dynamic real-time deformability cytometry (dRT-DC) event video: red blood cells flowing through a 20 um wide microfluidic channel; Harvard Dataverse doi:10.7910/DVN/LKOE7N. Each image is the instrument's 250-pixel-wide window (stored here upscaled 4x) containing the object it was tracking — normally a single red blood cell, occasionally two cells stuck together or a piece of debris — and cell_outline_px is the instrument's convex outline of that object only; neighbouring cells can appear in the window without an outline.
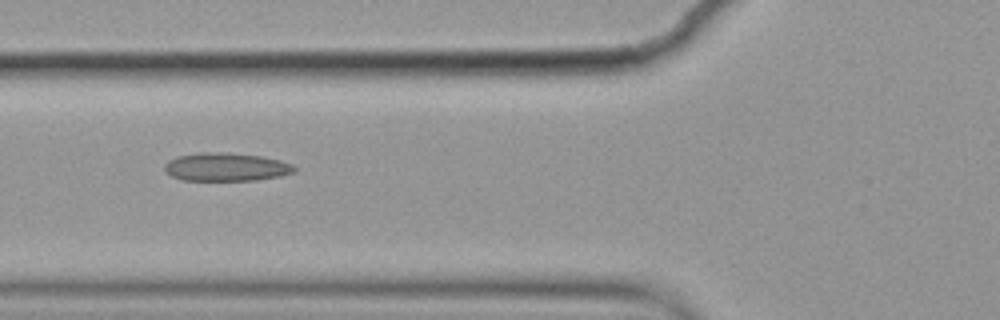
{"species": "common noctule bat (a hibernating species)", "species_latin": "Nyctalus noctula", "temperature_condition": "cold", "stored_images_in_passage": 10, "camera_frame_rate_fps": 3000, "um_per_image_px": 0.085, "animal": {"sex": "female", "body_mass_g": 19.9}, "frame": {"image": 1, "passage_image": 5, "time_ms": 1.333, "image_size_px": [1000, 320], "cell_outline_px": [[296, 172], [280, 176], [256, 180], [184, 180], [172, 176], [164, 168], [164, 164], [168, 160], [176, 156], [204, 152], [224, 152], [260, 156], [280, 160], [292, 164], [296, 168]], "centroid_in_image_um": [19.23, 14.19], "position_along_channel_um": 106.6, "area_um2": 21.33}}
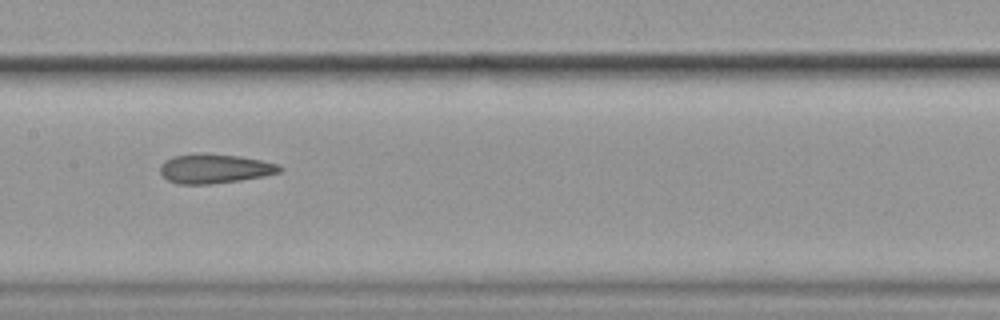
{"frame": {"image": 2, "passage_image": 7, "time_ms": 2.0, "image_size_px": [1000, 320], "cell_outline_px": [[284, 168], [280, 172], [264, 176], [240, 180], [208, 184], [176, 184], [168, 180], [160, 172], [160, 164], [164, 160], [172, 156], [196, 152], [208, 152], [240, 156], [280, 164]], "centroid_in_image_um": [18.23, 14.31], "position_along_channel_um": 189.2, "area_um2": 20.87}}
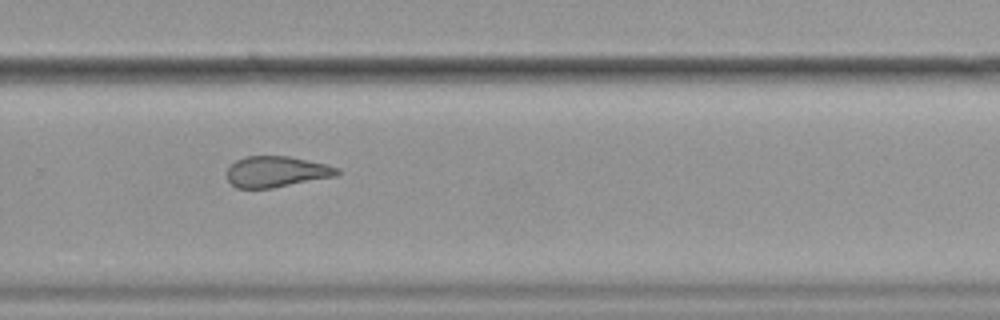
{"frame": {"image": 3, "passage_image": 10, "time_ms": 3.0, "image_size_px": [1000, 320], "cell_outline_px": [[340, 172], [336, 176], [272, 188], [236, 188], [228, 180], [228, 168], [236, 160], [244, 156], [288, 156], [328, 164], [340, 168]], "centroid_in_image_um": [23.52, 14.59], "position_along_channel_um": 306.3, "area_um2": 19.88}}